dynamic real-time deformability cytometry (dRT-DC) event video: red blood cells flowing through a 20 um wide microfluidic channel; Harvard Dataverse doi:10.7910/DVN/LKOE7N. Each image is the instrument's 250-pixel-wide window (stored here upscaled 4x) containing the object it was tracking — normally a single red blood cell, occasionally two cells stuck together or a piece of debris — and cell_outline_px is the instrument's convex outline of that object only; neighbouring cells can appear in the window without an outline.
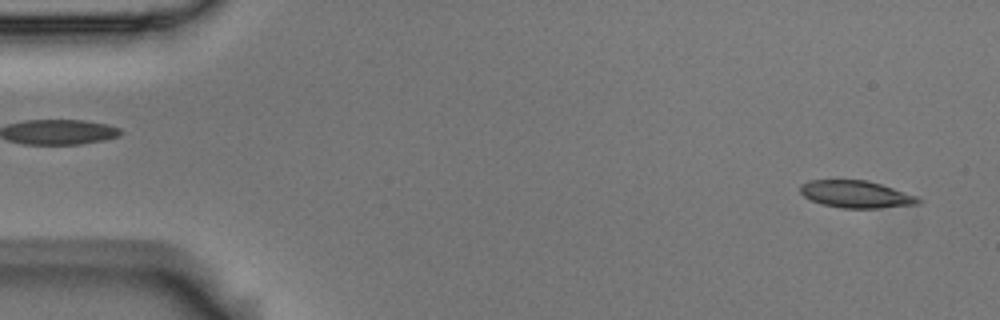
{"species": "Egyptian fruit bat (a non-hibernating species)", "species_latin": "Rousettus aegyptiacus", "temperature_condition": "room temperature", "stored_images_in_passage": 6, "segment_of_instrument_passage": [2, 2], "camera_frame_rate_fps": 3000, "um_per_image_px": 0.085, "animal": {"sex": "male"}, "frame": {"image": 1, "passage_image": 6, "time_ms": 1.667, "image_size_px": [1000, 320], "cell_outline_px": [[924, 200], [920, 204], [876, 208], [840, 208], [824, 204], [812, 200], [804, 196], [800, 192], [800, 184], [808, 180], [868, 180], [916, 196]], "centroid_in_image_um": [72.76, 16.51], "position_along_channel_um": 12.2, "area_um2": 18.61}}